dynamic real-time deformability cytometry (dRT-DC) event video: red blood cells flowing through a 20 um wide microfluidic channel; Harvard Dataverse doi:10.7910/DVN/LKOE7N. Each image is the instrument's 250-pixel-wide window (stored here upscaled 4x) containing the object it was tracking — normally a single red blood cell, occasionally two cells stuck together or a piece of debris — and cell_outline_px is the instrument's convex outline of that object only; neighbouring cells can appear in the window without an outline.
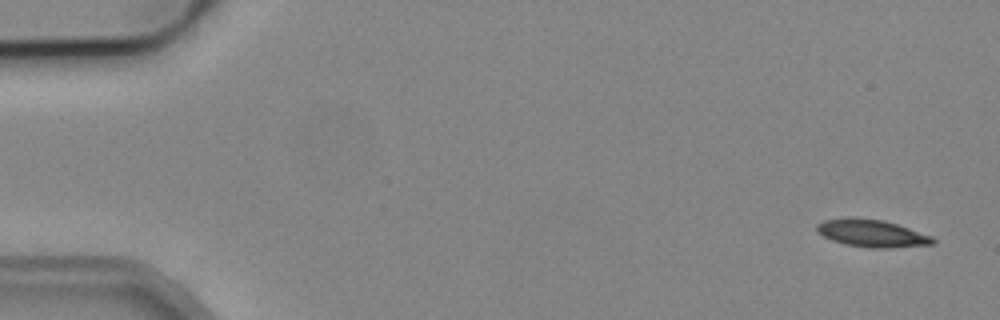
{"species": "common noctule bat (a hibernating species)", "species_latin": "Nyctalus noctula", "temperature_condition": "cold", "stored_images_in_passage": 5, "camera_frame_rate_fps": 3000, "um_per_image_px": 0.085, "animal": {"sex": "male", "body_mass_g": 19.2, "forearm_length_mm": 51.8}, "frame": {"image": 1, "passage_image": 1, "time_ms": 0.0, "image_size_px": [1000, 320], "cell_outline_px": [[936, 240], [932, 244], [888, 248], [868, 248], [844, 244], [832, 240], [816, 232], [816, 224], [824, 220], [848, 216], [884, 220], [932, 236]], "centroid_in_image_um": [74.05, 19.82], "position_along_channel_um": 10.9, "area_um2": 18.67}}
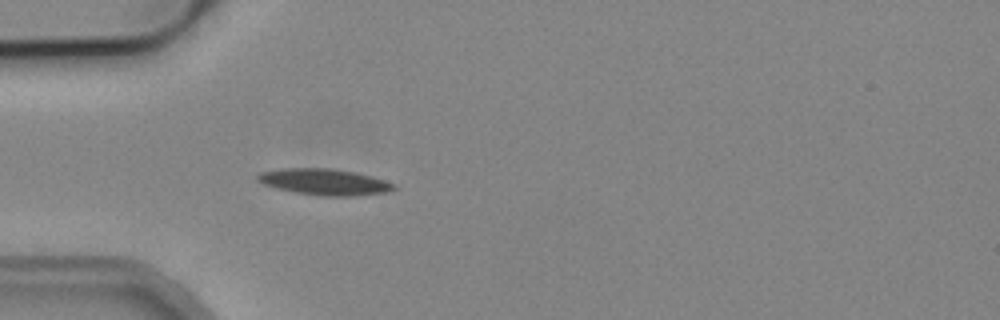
{"frame": {"image": 2, "passage_image": 5, "time_ms": 4.667, "image_size_px": [1000, 320], "cell_outline_px": [[396, 188], [388, 192], [356, 196], [324, 196], [296, 192], [264, 184], [256, 180], [256, 176], [260, 172], [280, 168], [332, 168], [372, 176], [396, 184]], "centroid_in_image_um": [27.6, 15.46], "position_along_channel_um": 57.4, "area_um2": 20.75}}